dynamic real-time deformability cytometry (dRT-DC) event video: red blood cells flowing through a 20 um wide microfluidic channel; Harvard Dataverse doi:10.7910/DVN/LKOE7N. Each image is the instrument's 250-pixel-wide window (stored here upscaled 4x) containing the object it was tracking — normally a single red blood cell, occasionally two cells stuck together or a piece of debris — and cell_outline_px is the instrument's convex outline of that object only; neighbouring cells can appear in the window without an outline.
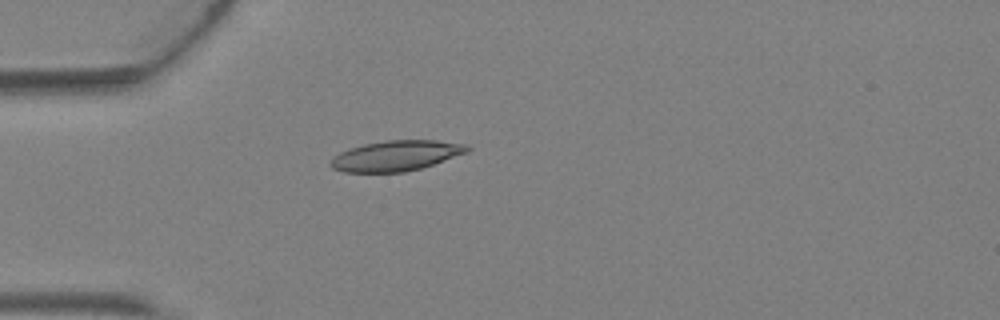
{"species": "Egyptian fruit bat (a non-hibernating species)", "species_latin": "Rousettus aegyptiacus", "temperature_condition": "warm", "stored_images_in_passage": 2, "camera_frame_rate_fps": 3000, "um_per_image_px": 0.085, "animal": {"sex": "female"}, "frame": {"image": 1, "passage_image": 2, "time_ms": 0.333, "image_size_px": [1000, 320], "cell_outline_px": [[472, 148], [468, 152], [420, 168], [404, 172], [344, 172], [332, 168], [328, 164], [340, 152], [364, 144], [388, 140], [436, 140], [464, 144]], "centroid_in_image_um": [33.67, 13.23], "position_along_channel_um": 51.3, "area_um2": 23.87}}